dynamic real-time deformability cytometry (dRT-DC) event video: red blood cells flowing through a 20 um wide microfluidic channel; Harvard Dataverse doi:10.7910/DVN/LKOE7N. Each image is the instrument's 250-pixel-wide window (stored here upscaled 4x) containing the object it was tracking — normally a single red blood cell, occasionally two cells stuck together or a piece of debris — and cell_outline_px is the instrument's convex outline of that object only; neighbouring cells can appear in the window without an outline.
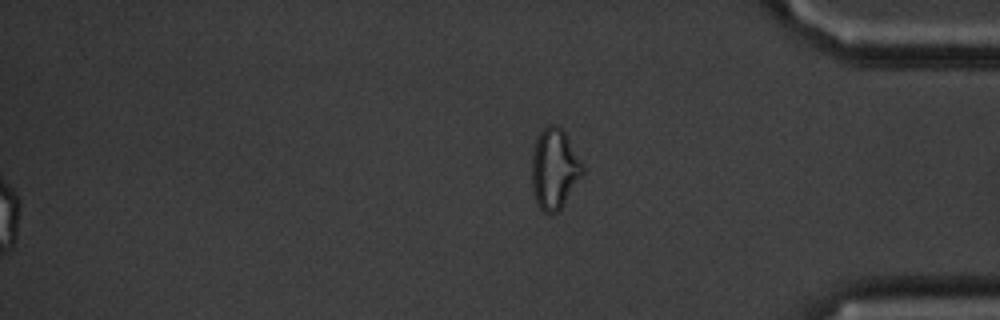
{"species": "common noctule bat (a hibernating species)", "species_latin": "Nyctalus noctula", "temperature_condition": "cold", "stored_images_in_passage": 60, "segment_of_instrument_passage": [2, 2], "camera_frame_rate_fps": 3000, "um_per_image_px": 0.085, "animal": {"sex": "male", "body_mass_g": 20.1, "forearm_length_mm": 53.5}, "frame": {"image": 1, "passage_image": 60, "time_ms": 19.667, "image_size_px": [1000, 320], "cell_outline_px": [[584, 172], [560, 208], [556, 212], [544, 212], [536, 204], [532, 188], [532, 156], [536, 140], [540, 132], [548, 124], [556, 124], [564, 132], [584, 164]], "centroid_in_image_um": [47.12, 14.33], "position_along_channel_um": 388.1, "area_um2": 23.52}}